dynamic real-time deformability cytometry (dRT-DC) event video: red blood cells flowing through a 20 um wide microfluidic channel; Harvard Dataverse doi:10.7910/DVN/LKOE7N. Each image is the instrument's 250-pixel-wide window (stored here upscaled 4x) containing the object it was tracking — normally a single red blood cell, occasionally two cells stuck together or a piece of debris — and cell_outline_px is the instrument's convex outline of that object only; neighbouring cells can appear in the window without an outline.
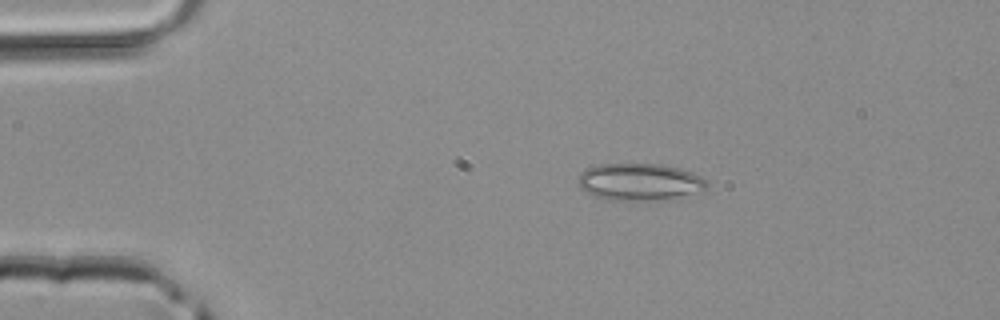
{"species": "common noctule bat (a hibernating species)", "species_latin": "Nyctalus noctula", "temperature_condition": "room temperature", "stored_images_in_passage": 2, "camera_frame_rate_fps": 3000, "um_per_image_px": 0.085, "animal": {"sex": "male", "body_mass_g": 20.4}, "frame": {"image": 1, "passage_image": 1, "time_ms": 0.0, "image_size_px": [1000, 320], "cell_outline_px": [[708, 188], [668, 200], [608, 200], [592, 196], [580, 188], [580, 172], [588, 168], [600, 164], [664, 164], [680, 168], [692, 172], [708, 180]], "centroid_in_image_um": [54.39, 15.47], "position_along_channel_um": 30.6, "area_um2": 27.98}}